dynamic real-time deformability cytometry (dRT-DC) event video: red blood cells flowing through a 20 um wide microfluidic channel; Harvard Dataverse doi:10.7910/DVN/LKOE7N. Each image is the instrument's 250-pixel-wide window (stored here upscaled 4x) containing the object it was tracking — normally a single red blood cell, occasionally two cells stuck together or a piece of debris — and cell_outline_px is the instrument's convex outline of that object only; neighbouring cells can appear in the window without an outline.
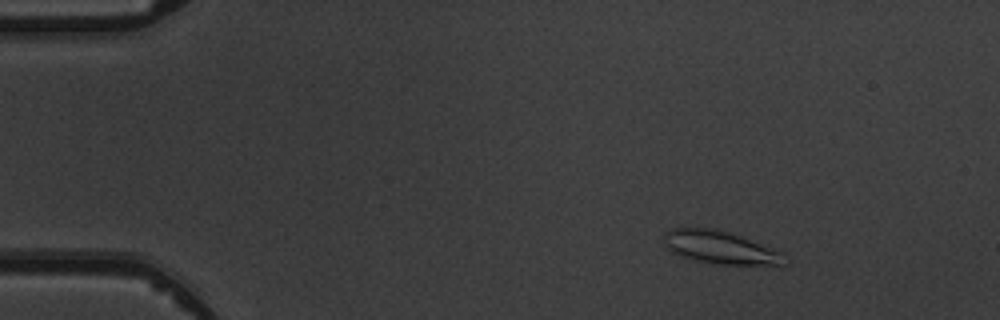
{"species": "common noctule bat (a hibernating species)", "species_latin": "Nyctalus noctula", "temperature_condition": "warm", "stored_images_in_passage": 4, "camera_frame_rate_fps": 3000, "um_per_image_px": 0.085, "animal": {"sex": "male", "body_mass_g": 19.5, "forearm_length_mm": 54.6}, "frame": {"image": 1, "passage_image": 2, "time_ms": 1.0, "image_size_px": [1000, 320], "cell_outline_px": [[784, 268], [716, 264], [696, 260], [680, 256], [672, 252], [660, 240], [664, 232], [672, 228], [720, 228], [732, 232], [784, 252]], "centroid_in_image_um": [61.3, 21.06], "position_along_channel_um": 23.7, "area_um2": 24.33}}